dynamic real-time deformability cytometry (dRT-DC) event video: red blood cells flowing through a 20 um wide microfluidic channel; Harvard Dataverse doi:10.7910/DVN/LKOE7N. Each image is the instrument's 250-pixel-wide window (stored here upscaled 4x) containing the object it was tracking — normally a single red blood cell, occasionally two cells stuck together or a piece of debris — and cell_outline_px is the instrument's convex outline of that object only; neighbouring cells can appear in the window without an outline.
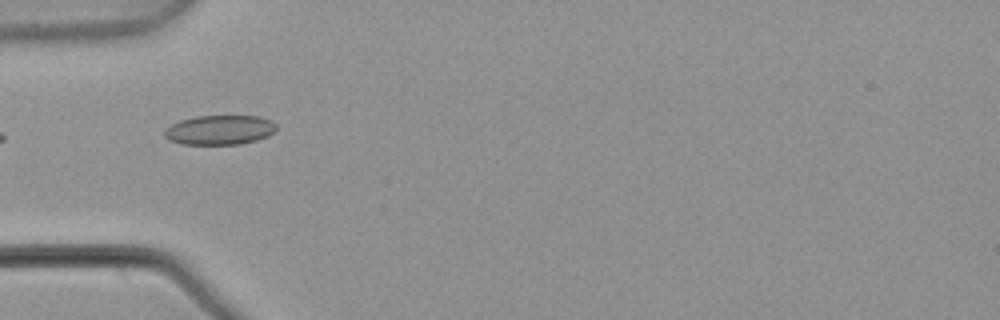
{"species": "common noctule bat (a hibernating species)", "species_latin": "Nyctalus noctula", "temperature_condition": "warm", "stored_images_in_passage": 5, "camera_frame_rate_fps": 3000, "um_per_image_px": 0.085, "animal": {"sex": "male", "body_mass_g": 21.5, "forearm_length_mm": 52.0}, "frame": {"image": 1, "passage_image": 5, "time_ms": 1.333, "image_size_px": [1000, 320], "cell_outline_px": [[276, 128], [268, 136], [256, 140], [240, 144], [184, 144], [172, 140], [164, 136], [164, 132], [172, 124], [180, 120], [196, 116], [260, 116], [272, 120], [276, 124]], "centroid_in_image_um": [18.71, 11.03], "position_along_channel_um": 66.3, "area_um2": 19.07}}